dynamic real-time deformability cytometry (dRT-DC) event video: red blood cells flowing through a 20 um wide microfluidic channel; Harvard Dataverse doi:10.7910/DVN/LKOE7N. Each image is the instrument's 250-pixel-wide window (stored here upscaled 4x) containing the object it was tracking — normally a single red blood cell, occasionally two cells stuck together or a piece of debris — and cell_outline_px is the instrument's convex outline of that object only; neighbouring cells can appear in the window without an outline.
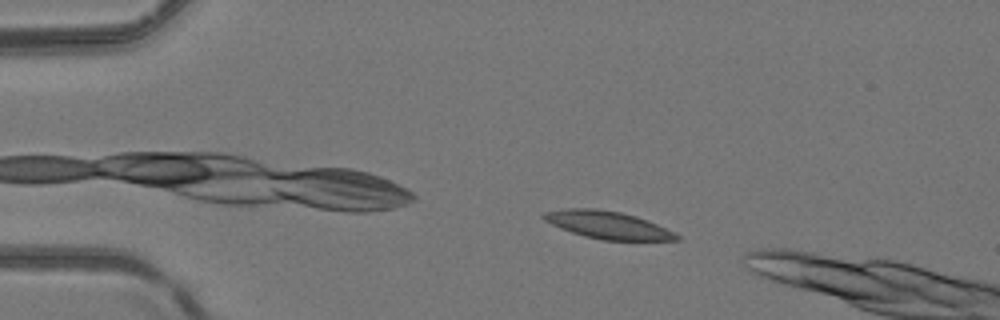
{"species": "common noctule bat (a hibernating species)", "species_latin": "Nyctalus noctula", "temperature_condition": "room temperature", "stored_images_in_passage": 3, "camera_frame_rate_fps": 3000, "um_per_image_px": 0.085, "animal": {"sex": "female", "body_mass_g": 24.6, "forearm_length_mm": 56.2}, "frame": {"image": 1, "passage_image": 1, "time_ms": 0.0, "image_size_px": [1000, 320], "cell_outline_px": [[680, 240], [604, 240], [584, 236], [560, 228], [544, 220], [540, 216], [544, 212], [568, 208], [596, 208], [620, 212], [636, 216], [648, 220], [680, 236]], "centroid_in_image_um": [51.62, 19.11], "position_along_channel_um": 33.4, "area_um2": 21.15}}
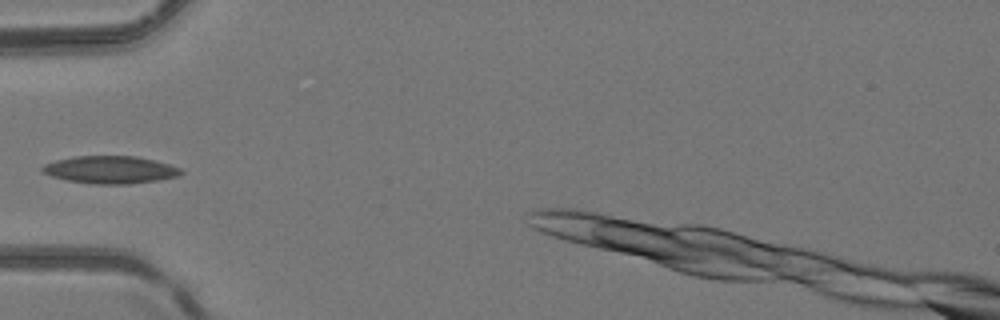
{"frame": {"image": 2, "passage_image": 3, "time_ms": 2.333, "image_size_px": [1000, 320], "cell_outline_px": [[184, 172], [176, 176], [156, 180], [128, 184], [92, 184], [68, 180], [52, 176], [40, 172], [40, 168], [44, 164], [56, 160], [72, 156], [136, 156], [156, 160], [180, 168]], "centroid_in_image_um": [9.33, 14.42], "position_along_channel_um": 75.7, "area_um2": 22.25}}